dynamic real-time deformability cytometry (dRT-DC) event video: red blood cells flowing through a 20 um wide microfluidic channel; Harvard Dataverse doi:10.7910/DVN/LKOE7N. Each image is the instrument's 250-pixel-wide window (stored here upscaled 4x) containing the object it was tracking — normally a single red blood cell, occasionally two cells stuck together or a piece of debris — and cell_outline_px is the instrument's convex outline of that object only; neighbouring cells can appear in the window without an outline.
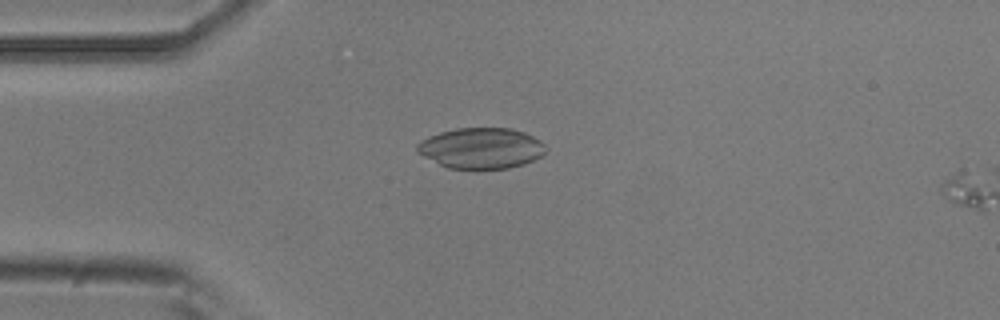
{"species": "common noctule bat (a hibernating species)", "species_latin": "Nyctalus noctula", "temperature_condition": "room temperature", "stored_images_in_passage": 5, "segment_of_instrument_passage": [1, 2], "camera_frame_rate_fps": 3000, "um_per_image_px": 0.085, "animal": {"sex": "male", "body_mass_g": 20.5, "forearm_length_mm": 52.5}, "frame": {"image": 1, "passage_image": 4, "time_ms": 1.0, "image_size_px": [1000, 320], "cell_outline_px": [[544, 152], [540, 156], [524, 164], [508, 168], [448, 168], [416, 152], [416, 144], [420, 140], [428, 136], [440, 132], [456, 128], [512, 128], [524, 132], [532, 136], [544, 144]], "centroid_in_image_um": [40.86, 12.58], "position_along_channel_um": 44.1, "area_um2": 30.29}}